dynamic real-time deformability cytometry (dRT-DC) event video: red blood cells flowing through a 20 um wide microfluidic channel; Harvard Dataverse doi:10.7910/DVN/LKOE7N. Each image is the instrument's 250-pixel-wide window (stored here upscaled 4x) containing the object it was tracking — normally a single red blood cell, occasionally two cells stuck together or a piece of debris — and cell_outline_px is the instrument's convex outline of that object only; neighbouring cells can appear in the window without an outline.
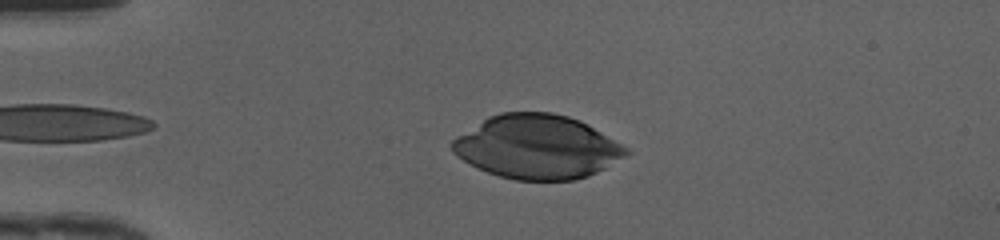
{"species": "human", "species_latin": "Homo sapiens", "temperature_condition": "cold", "stored_images_in_passage": 37, "camera_frame_rate_fps": 3000, "um_per_image_px": 0.085, "donor": {"sex": "female"}, "frame": {"image": 1, "passage_image": 6, "time_ms": 1.667, "image_size_px": [1000, 240], "cell_outline_px": [[632, 152], [628, 156], [588, 176], [576, 180], [516, 180], [500, 176], [488, 172], [456, 156], [452, 152], [452, 140], [488, 116], [500, 112], [552, 112], [568, 116], [580, 120], [628, 148]], "centroid_in_image_um": [45.68, 12.48], "position_along_channel_um": 39.3, "area_um2": 64.45}}